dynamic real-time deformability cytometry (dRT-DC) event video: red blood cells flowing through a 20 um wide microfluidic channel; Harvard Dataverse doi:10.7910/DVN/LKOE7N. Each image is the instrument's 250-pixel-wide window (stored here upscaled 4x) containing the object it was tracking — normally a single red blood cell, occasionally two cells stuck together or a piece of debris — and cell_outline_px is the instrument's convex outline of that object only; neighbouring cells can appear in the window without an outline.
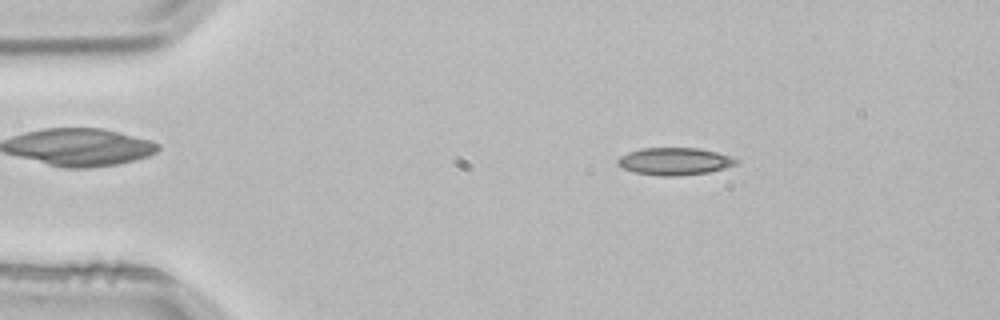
{"species": "common noctule bat (a hibernating species)", "species_latin": "Nyctalus noctula", "temperature_condition": "room temperature", "stored_images_in_passage": 52, "camera_frame_rate_fps": 3000, "um_per_image_px": 0.085, "animal": {"sex": "male", "body_mass_g": 21.5, "forearm_length_mm": 52.0}, "frame": {"image": 1, "passage_image": 8, "time_ms": 2.333, "image_size_px": [1000, 320], "cell_outline_px": [[740, 164], [708, 172], [680, 176], [656, 176], [636, 172], [624, 168], [616, 164], [616, 160], [620, 156], [628, 152], [640, 148], [700, 148], [732, 156], [740, 160]], "centroid_in_image_um": [57.37, 13.71], "position_along_channel_um": 27.6, "area_um2": 19.13}}
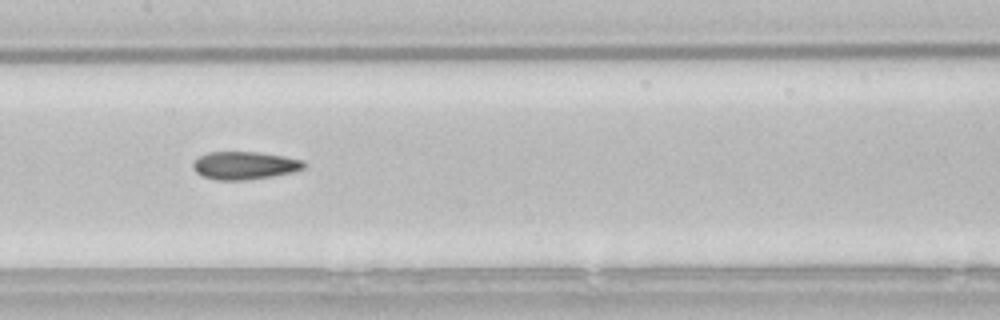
{"frame": {"image": 2, "passage_image": 25, "time_ms": 8.0, "image_size_px": [1000, 320], "cell_outline_px": [[304, 168], [292, 172], [272, 176], [244, 180], [216, 180], [204, 176], [196, 172], [192, 168], [192, 164], [200, 156], [208, 152], [256, 152], [284, 156], [304, 160]], "centroid_in_image_um": [20.78, 14.06], "position_along_channel_um": 186.6, "area_um2": 17.86}}
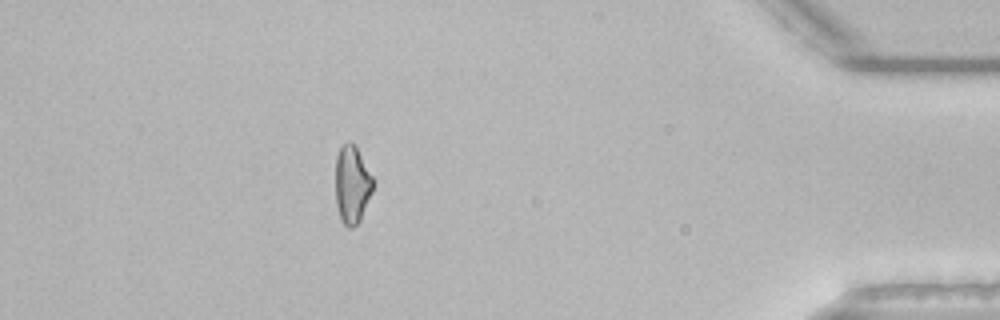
{"frame": {"image": 3, "passage_image": 46, "time_ms": 15.0, "image_size_px": [1000, 320], "cell_outline_px": [[376, 180], [372, 192], [360, 220], [352, 228], [348, 228], [340, 220], [336, 204], [336, 156], [340, 148], [344, 144], [356, 144]], "centroid_in_image_um": [29.96, 15.68], "position_along_channel_um": 405.2, "area_um2": 17.34}, "authors_computed_cell_mechanics": {"area_um2": 17.9758, "velocity_mm_per_s": 3.8441, "shape_relaxation_time_tau1_ms": 10.8916, "shape_relaxation_time_tau2_ms": 4.0482, "deformation_change_tau1": 0.203, "deformation_change_tau2": 0.1213}}